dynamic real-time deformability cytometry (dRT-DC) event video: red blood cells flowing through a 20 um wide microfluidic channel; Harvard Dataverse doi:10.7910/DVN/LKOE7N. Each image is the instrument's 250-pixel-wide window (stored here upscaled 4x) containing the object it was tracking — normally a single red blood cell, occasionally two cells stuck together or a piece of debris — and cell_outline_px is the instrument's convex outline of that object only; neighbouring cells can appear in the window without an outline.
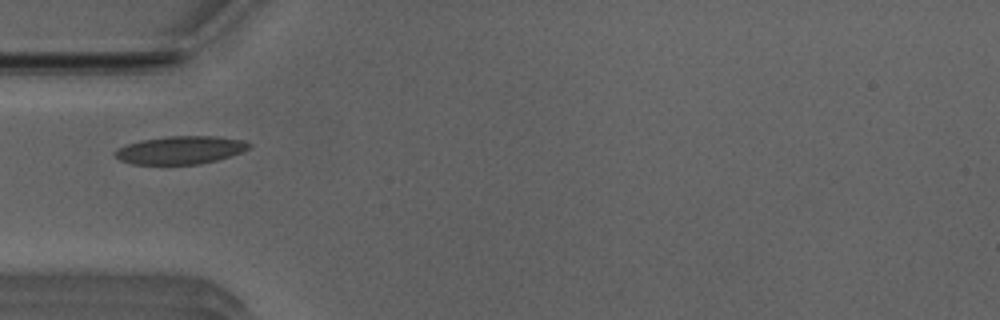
{"species": "Egyptian fruit bat (a non-hibernating species)", "species_latin": "Rousettus aegyptiacus", "temperature_condition": "room temperature", "stored_images_in_passage": 24, "camera_frame_rate_fps": 3000, "um_per_image_px": 0.085, "animal": {"sex": "male"}, "frame": {"image": 1, "passage_image": 3, "time_ms": 0.667, "image_size_px": [1000, 320], "cell_outline_px": [[252, 144], [248, 148], [240, 152], [216, 160], [200, 164], [132, 164], [120, 160], [112, 152], [116, 148], [140, 140], [164, 136], [216, 136], [244, 140]], "centroid_in_image_um": [15.29, 12.74], "position_along_channel_um": 69.7, "area_um2": 21.85}}
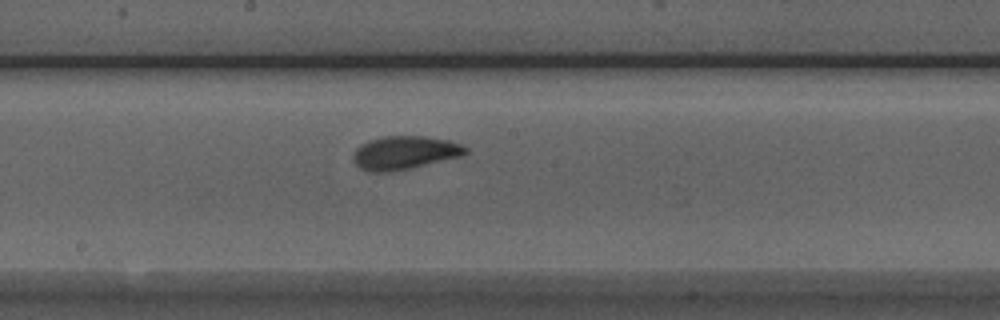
{"frame": {"image": 2, "passage_image": 14, "time_ms": 4.333, "image_size_px": [1000, 320], "cell_outline_px": [[468, 152], [464, 156], [408, 168], [388, 172], [368, 172], [360, 168], [356, 164], [352, 156], [356, 148], [360, 144], [368, 140], [384, 136], [424, 136], [448, 140], [460, 144], [468, 148]], "centroid_in_image_um": [34.38, 12.97], "position_along_channel_um": 213.8, "area_um2": 21.91}}
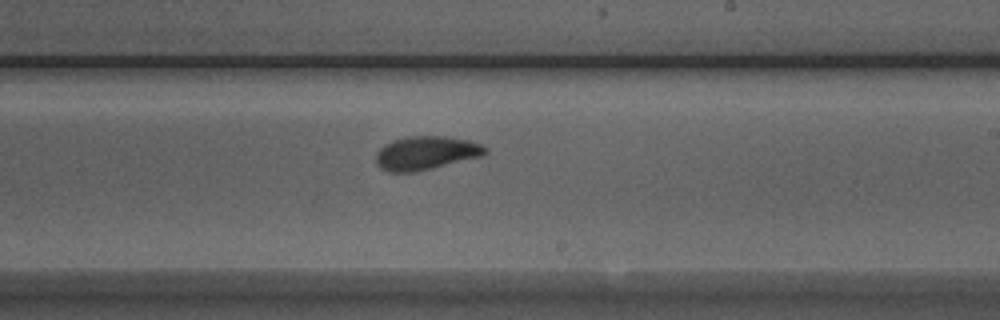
{"frame": {"image": 3, "passage_image": 17, "time_ms": 5.333, "image_size_px": [1000, 320], "cell_outline_px": [[488, 152], [480, 156], [416, 172], [388, 172], [380, 168], [376, 164], [376, 152], [384, 144], [392, 140], [412, 136], [444, 136], [468, 140], [480, 144], [488, 148]], "centroid_in_image_um": [36.17, 13.0], "position_along_channel_um": 252.8, "area_um2": 21.33}}